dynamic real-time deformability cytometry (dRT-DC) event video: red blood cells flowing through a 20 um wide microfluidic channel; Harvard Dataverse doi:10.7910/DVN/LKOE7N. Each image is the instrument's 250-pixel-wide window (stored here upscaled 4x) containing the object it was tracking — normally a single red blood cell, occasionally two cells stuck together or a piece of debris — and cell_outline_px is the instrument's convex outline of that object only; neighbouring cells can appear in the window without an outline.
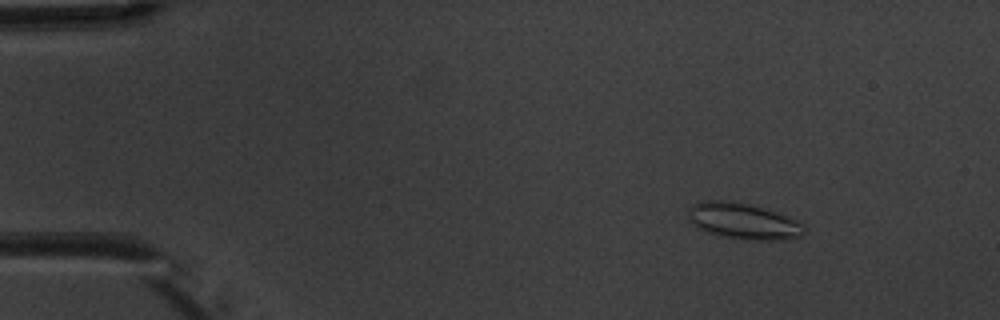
{"species": "common noctule bat (a hibernating species)", "species_latin": "Nyctalus noctula", "temperature_condition": "warm", "stored_images_in_passage": 4, "camera_frame_rate_fps": 3000, "um_per_image_px": 0.085, "animal": {"sex": "male", "body_mass_g": 20.1, "forearm_length_mm": 53.5}, "frame": {"image": 1, "passage_image": 2, "time_ms": 1.333, "image_size_px": [1000, 320], "cell_outline_px": [[804, 236], [780, 240], [748, 240], [720, 236], [696, 228], [688, 220], [688, 208], [692, 204], [708, 200], [728, 200], [752, 204], [788, 216], [804, 224]], "centroid_in_image_um": [63.16, 18.79], "position_along_channel_um": 21.8, "area_um2": 24.8}}